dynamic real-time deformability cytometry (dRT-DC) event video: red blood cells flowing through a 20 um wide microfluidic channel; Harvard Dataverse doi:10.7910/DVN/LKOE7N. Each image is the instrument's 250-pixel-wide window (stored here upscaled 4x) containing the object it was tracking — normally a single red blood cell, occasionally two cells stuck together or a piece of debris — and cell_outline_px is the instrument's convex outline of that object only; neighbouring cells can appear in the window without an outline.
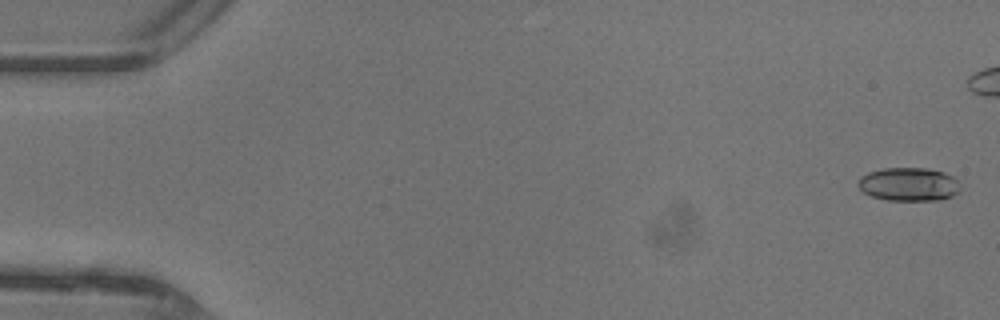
{"species": "common noctule bat (a hibernating species)", "species_latin": "Nyctalus noctula", "temperature_condition": "warm", "stored_images_in_passage": 40, "camera_frame_rate_fps": 3000, "um_per_image_px": 0.085, "animal": {"sex": "female"}, "frame": {"image": 1, "passage_image": 2, "time_ms": 0.333, "image_size_px": [1000, 320], "cell_outline_px": [[960, 188], [952, 196], [940, 200], [888, 200], [872, 196], [864, 192], [856, 184], [860, 176], [868, 172], [884, 168], [928, 168], [944, 172], [952, 176], [956, 180]], "centroid_in_image_um": [77.22, 15.65], "position_along_channel_um": 7.8, "area_um2": 19.88}}
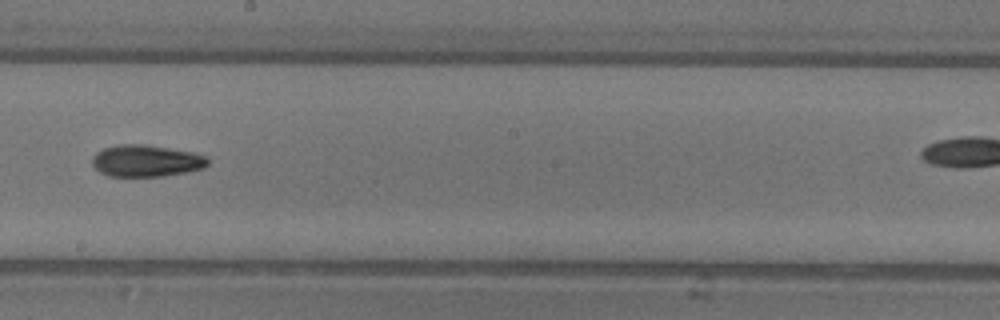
{"frame": {"image": 2, "passage_image": 28, "time_ms": 9.0, "image_size_px": [1000, 320], "cell_outline_px": [[208, 164], [204, 168], [164, 176], [108, 176], [100, 172], [92, 164], [92, 156], [96, 152], [104, 148], [120, 144], [144, 144], [196, 152], [204, 156], [208, 160]], "centroid_in_image_um": [12.42, 13.66], "position_along_channel_um": 235.8, "area_um2": 21.44}}
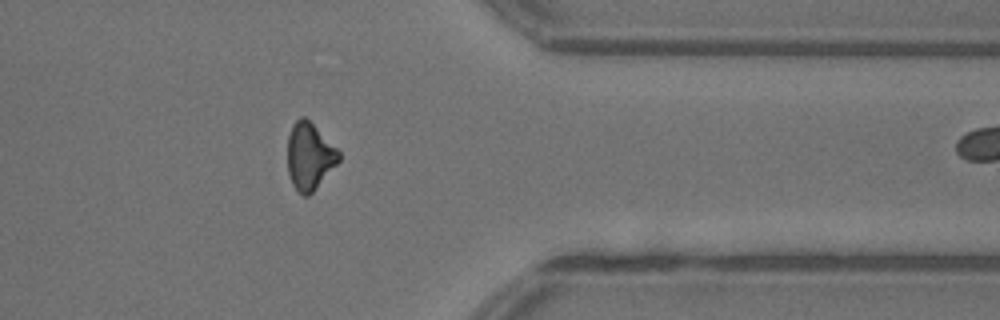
{"frame": {"image": 3, "passage_image": 39, "time_ms": 12.667, "image_size_px": [1000, 320], "cell_outline_px": [[340, 160], [312, 192], [308, 196], [304, 196], [292, 184], [288, 172], [288, 136], [292, 124], [300, 116], [304, 116], [340, 152]], "centroid_in_image_um": [26.29, 13.27], "position_along_channel_um": 385.1, "area_um2": 19.59}}